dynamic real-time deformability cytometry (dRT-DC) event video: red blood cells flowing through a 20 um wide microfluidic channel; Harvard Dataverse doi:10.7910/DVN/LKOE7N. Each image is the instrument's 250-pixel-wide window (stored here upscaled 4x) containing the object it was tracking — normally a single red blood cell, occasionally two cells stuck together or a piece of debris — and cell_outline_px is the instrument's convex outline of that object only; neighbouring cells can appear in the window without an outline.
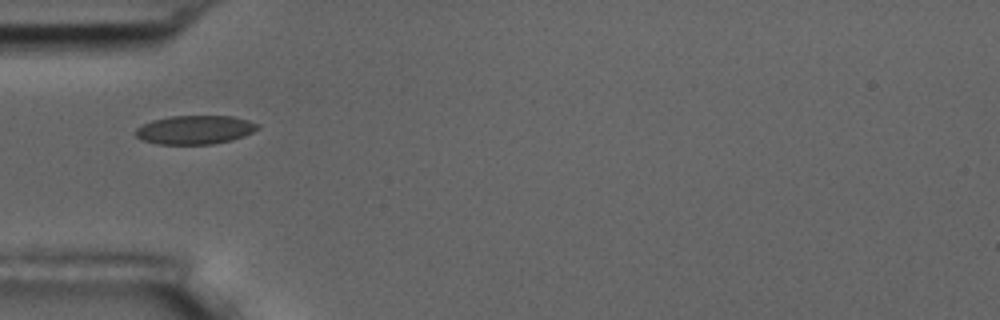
{"species": "common noctule bat (a hibernating species)", "species_latin": "Nyctalus noctula", "temperature_condition": "room temperature", "stored_images_in_passage": 7, "camera_frame_rate_fps": 3000, "um_per_image_px": 0.085, "animal": {"sex": "male", "body_mass_g": 17.5, "forearm_length_mm": 52.3}, "frame": {"image": 1, "passage_image": 1, "time_ms": 0.0, "image_size_px": [1000, 320], "cell_outline_px": [[260, 128], [244, 136], [232, 140], [212, 144], [156, 144], [140, 140], [136, 136], [136, 128], [152, 120], [168, 116], [232, 116], [248, 120], [260, 124]], "centroid_in_image_um": [16.57, 11.03], "position_along_channel_um": 68.4, "area_um2": 20.58}}
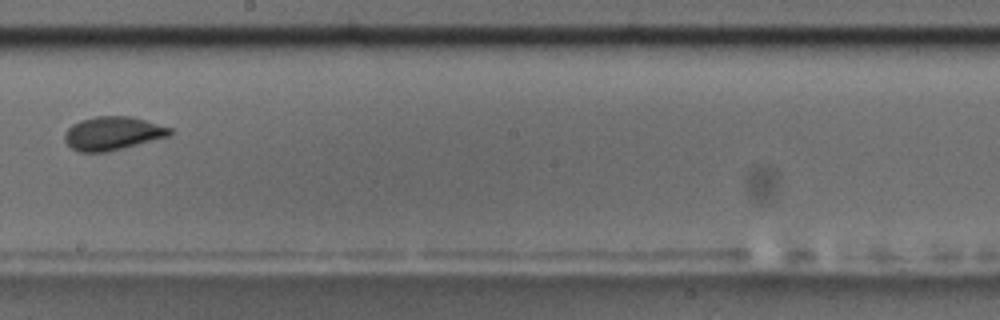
{"frame": {"image": 2, "passage_image": 5, "time_ms": 4.667, "image_size_px": [1000, 320], "cell_outline_px": [[172, 132], [168, 136], [124, 148], [104, 152], [80, 152], [72, 148], [64, 140], [64, 132], [72, 124], [80, 120], [96, 116], [132, 116], [172, 128]], "centroid_in_image_um": [9.55, 11.33], "position_along_channel_um": 238.6, "area_um2": 20.52}}
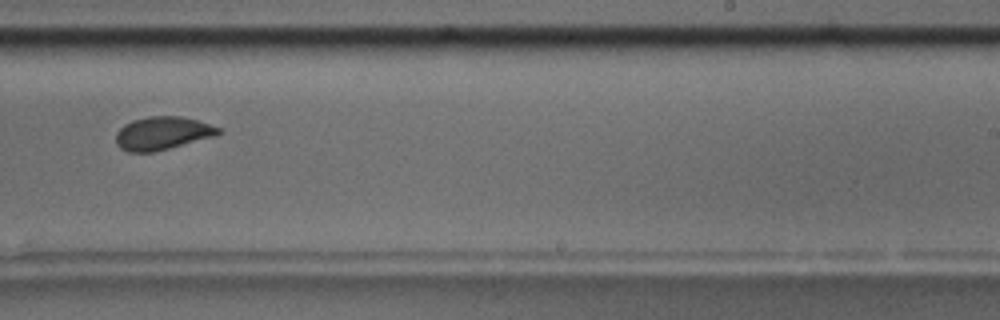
{"frame": {"image": 3, "passage_image": 6, "time_ms": 5.667, "image_size_px": [1000, 320], "cell_outline_px": [[220, 132], [216, 136], [152, 152], [128, 152], [120, 148], [116, 144], [116, 132], [124, 124], [132, 120], [148, 116], [180, 116], [196, 120], [220, 128]], "centroid_in_image_um": [13.76, 11.32], "position_along_channel_um": 275.2, "area_um2": 19.65}}